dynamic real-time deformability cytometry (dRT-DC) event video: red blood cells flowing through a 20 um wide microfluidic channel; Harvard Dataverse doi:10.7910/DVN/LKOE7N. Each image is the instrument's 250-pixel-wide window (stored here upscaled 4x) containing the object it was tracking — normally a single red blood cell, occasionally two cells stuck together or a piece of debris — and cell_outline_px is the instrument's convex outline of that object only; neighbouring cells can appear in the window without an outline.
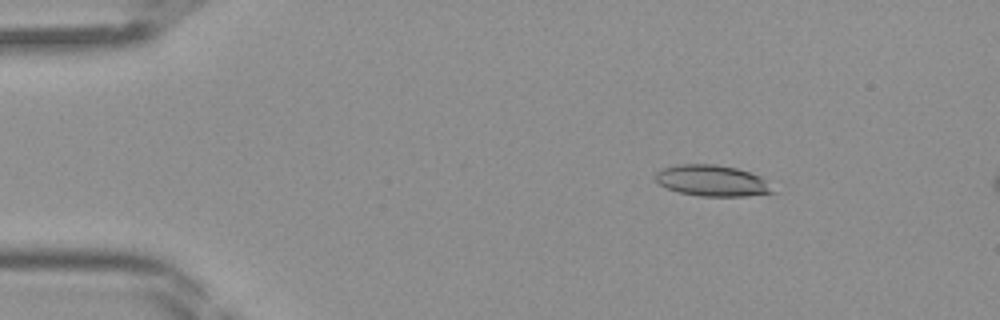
{"species": "Egyptian fruit bat (a non-hibernating species)", "species_latin": "Rousettus aegyptiacus", "temperature_condition": "room temperature", "stored_images_in_passage": 12, "camera_frame_rate_fps": 3000, "um_per_image_px": 0.085, "frame": {"image": 1, "passage_image": 7, "time_ms": 2.0, "image_size_px": [1000, 320], "cell_outline_px": [[776, 192], [744, 196], [700, 196], [680, 192], [668, 188], [660, 184], [656, 180], [656, 172], [664, 168], [676, 164], [716, 164], [736, 168], [760, 176]], "centroid_in_image_um": [60.52, 15.35], "position_along_channel_um": 24.5, "area_um2": 20.98}}